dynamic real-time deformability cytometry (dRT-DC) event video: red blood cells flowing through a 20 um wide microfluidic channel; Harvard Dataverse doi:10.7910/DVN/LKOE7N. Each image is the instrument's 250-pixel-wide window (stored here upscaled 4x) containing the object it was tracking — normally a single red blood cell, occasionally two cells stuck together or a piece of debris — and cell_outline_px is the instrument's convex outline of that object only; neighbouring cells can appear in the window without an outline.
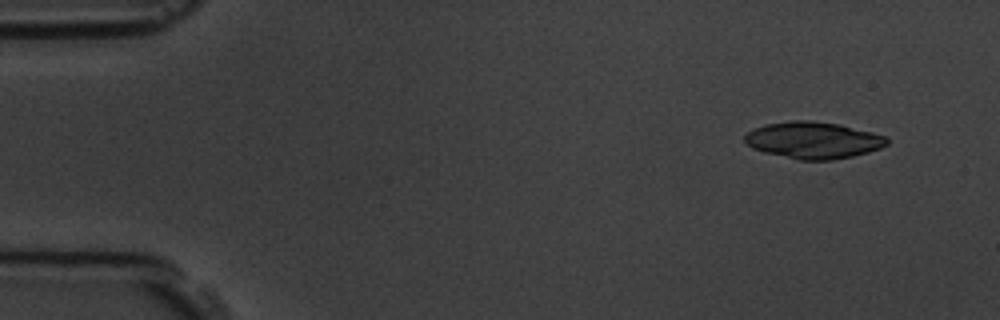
{"species": "common noctule bat (a hibernating species)", "species_latin": "Nyctalus noctula", "temperature_condition": "room temperature", "stored_images_in_passage": 5, "segment_of_instrument_passage": [1, 2], "camera_frame_rate_fps": 3000, "um_per_image_px": 0.085, "animal": {"sex": "male", "body_mass_g": 19.5, "forearm_length_mm": 54.6}, "frame": {"image": 1, "passage_image": 1, "time_ms": 0.0, "image_size_px": [1000, 320], "cell_outline_px": [[888, 144], [880, 148], [868, 152], [852, 156], [832, 160], [800, 160], [764, 152], [752, 148], [744, 144], [744, 136], [748, 132], [756, 128], [768, 124], [792, 120], [812, 120], [840, 124], [888, 136]], "centroid_in_image_um": [69.14, 11.91], "position_along_channel_um": 15.9, "area_um2": 30.52}}